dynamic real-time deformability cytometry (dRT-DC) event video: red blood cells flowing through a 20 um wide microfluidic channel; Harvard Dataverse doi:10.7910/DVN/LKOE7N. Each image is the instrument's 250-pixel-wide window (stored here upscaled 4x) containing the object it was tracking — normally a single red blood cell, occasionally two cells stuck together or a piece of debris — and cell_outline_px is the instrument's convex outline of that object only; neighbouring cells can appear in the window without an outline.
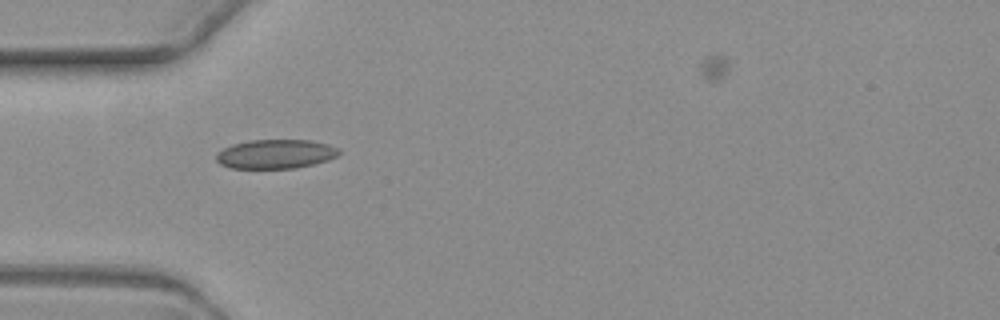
{"species": "common noctule bat (a hibernating species)", "species_latin": "Nyctalus noctula", "temperature_condition": "warm", "stored_images_in_passage": 2, "camera_frame_rate_fps": 3000, "um_per_image_px": 0.085, "animal": {"sex": "female", "body_mass_g": 19.3, "forearm_length_mm": 54.1}, "frame": {"image": 1, "passage_image": 1, "time_ms": 0.0, "image_size_px": [1000, 320], "cell_outline_px": [[340, 152], [336, 156], [328, 160], [296, 168], [228, 168], [220, 164], [216, 160], [216, 156], [224, 148], [232, 144], [252, 140], [312, 140], [328, 144], [340, 148]], "centroid_in_image_um": [23.44, 13.09], "position_along_channel_um": 61.6, "area_um2": 20.81}}
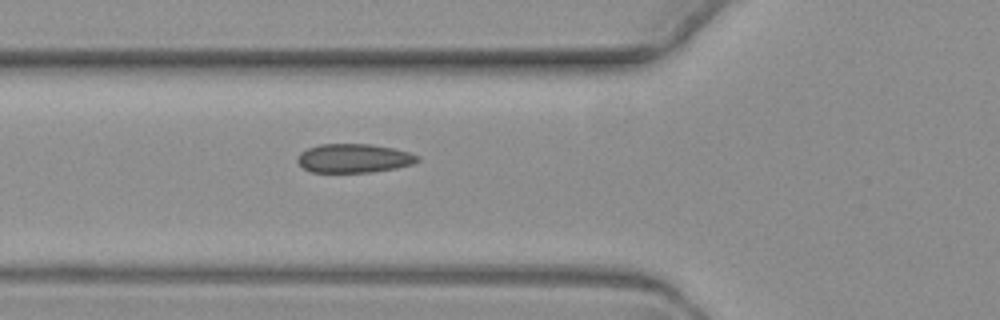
{"frame": {"image": 2, "passage_image": 2, "time_ms": 1.0, "image_size_px": [1000, 320], "cell_outline_px": [[420, 160], [412, 164], [396, 168], [368, 172], [312, 172], [304, 168], [296, 160], [296, 156], [300, 152], [308, 148], [320, 144], [372, 144], [392, 148], [408, 152], [420, 156]], "centroid_in_image_um": [30.06, 13.45], "position_along_channel_um": 95.7, "area_um2": 20.17}}